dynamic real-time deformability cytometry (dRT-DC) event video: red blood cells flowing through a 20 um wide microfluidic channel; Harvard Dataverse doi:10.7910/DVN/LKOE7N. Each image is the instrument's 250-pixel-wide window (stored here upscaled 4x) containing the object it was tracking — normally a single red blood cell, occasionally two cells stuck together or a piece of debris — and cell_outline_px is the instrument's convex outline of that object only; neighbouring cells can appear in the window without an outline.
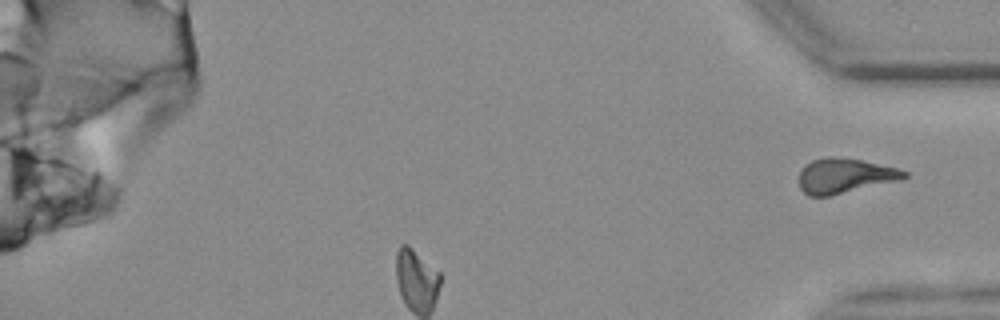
{"species": "common noctule bat (a hibernating species)", "species_latin": "Nyctalus noctula", "temperature_condition": "warm", "stored_images_in_passage": 48, "camera_frame_rate_fps": 3000, "um_per_image_px": 0.085, "animal": {"sex": "female", "body_mass_g": 25.1}, "frame": {"image": 1, "passage_image": 48, "time_ms": 15.667, "image_size_px": [1000, 320], "cell_outline_px": [[908, 176], [828, 196], [808, 196], [800, 188], [800, 172], [804, 164], [812, 160], [828, 156], [832, 156], [860, 160], [896, 168], [908, 172]], "centroid_in_image_um": [71.69, 14.92], "position_along_channel_um": 363.5, "area_um2": 20.58}}